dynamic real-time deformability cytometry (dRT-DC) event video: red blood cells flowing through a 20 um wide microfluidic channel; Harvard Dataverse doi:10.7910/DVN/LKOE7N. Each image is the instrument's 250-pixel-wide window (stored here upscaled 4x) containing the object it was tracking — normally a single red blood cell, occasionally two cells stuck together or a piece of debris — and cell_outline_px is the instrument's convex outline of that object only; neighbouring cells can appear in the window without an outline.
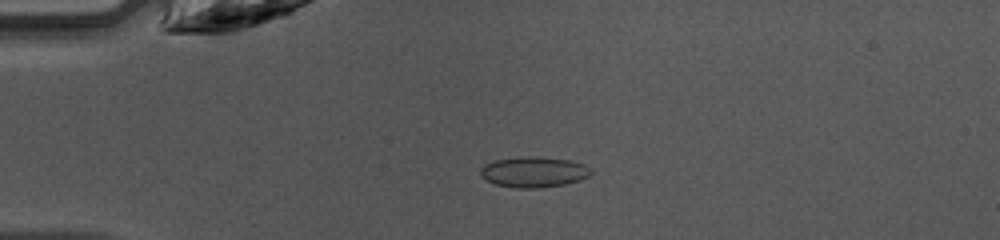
{"species": "common noctule bat (a hibernating species)", "species_latin": "Nyctalus noctula", "temperature_condition": "warm", "stored_images_in_passage": 16, "camera_frame_rate_fps": 3000, "um_per_image_px": 0.085, "animal": {"sex": "female", "body_mass_g": 10.0, "forearm_length_mm": 53.1}, "frame": {"image": 1, "passage_image": 12, "time_ms": 3.667, "image_size_px": [1000, 240], "cell_outline_px": [[592, 172], [588, 176], [580, 180], [564, 184], [536, 188], [516, 188], [496, 184], [480, 176], [480, 168], [484, 164], [496, 160], [520, 156], [540, 156], [568, 160], [584, 164]], "centroid_in_image_um": [45.34, 14.61], "position_along_channel_um": 39.7, "area_um2": 19.65}}
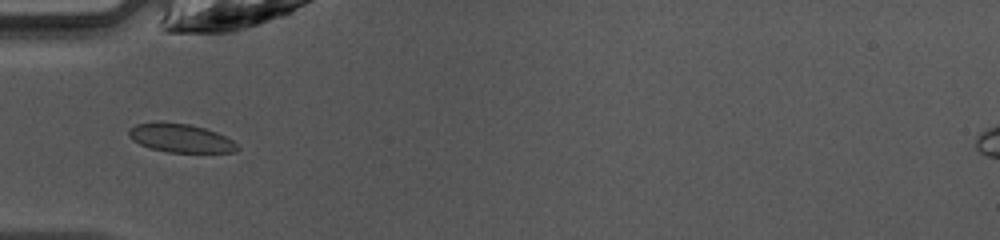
{"frame": {"image": 2, "passage_image": 16, "time_ms": 5.0, "image_size_px": [1000, 240], "cell_outline_px": [[240, 148], [232, 152], [168, 152], [152, 148], [140, 144], [132, 140], [128, 136], [128, 128], [136, 124], [156, 120], [160, 120], [188, 124], [204, 128], [216, 132], [232, 140]], "centroid_in_image_um": [15.28, 11.71], "position_along_channel_um": 69.7, "area_um2": 18.21}}